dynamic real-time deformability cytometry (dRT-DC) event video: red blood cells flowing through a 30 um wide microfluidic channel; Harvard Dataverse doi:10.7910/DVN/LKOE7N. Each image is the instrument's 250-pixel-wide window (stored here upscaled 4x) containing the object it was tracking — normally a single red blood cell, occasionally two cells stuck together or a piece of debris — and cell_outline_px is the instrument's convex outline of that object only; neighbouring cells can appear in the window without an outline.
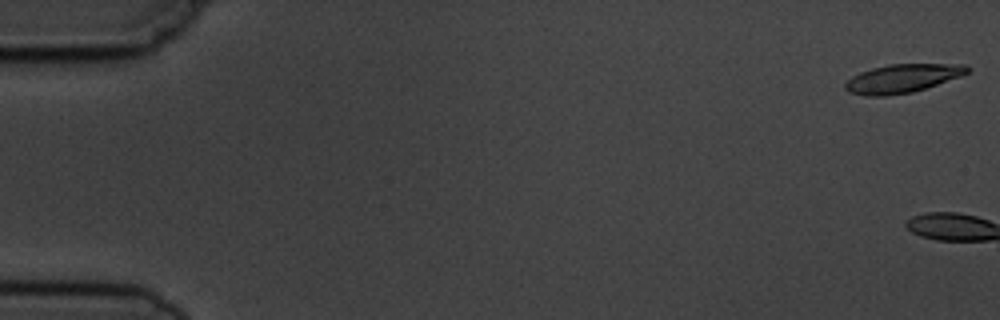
{"species": "common noctule bat (a hibernating species)", "species_latin": "Nyctalus noctula", "temperature_condition": "cold", "stored_images_in_passage": 7, "camera_frame_rate_fps": 3000, "um_per_image_px": 0.085, "animal": {"sex": "male", "body_mass_g": 19.5, "forearm_length_mm": 54.6}, "frame": {"image": 1, "passage_image": 1, "time_ms": 0.0, "image_size_px": [1000, 320], "cell_outline_px": [[972, 68], [968, 72], [960, 76], [912, 92], [884, 96], [864, 96], [848, 92], [844, 88], [844, 84], [852, 76], [860, 72], [872, 68], [888, 64], [964, 64]], "centroid_in_image_um": [76.66, 6.66], "position_along_channel_um": 8.3, "area_um2": 20.23}}
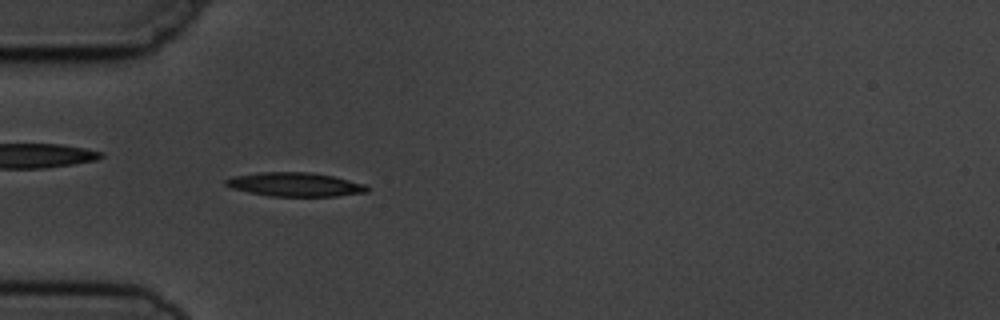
{"frame": {"image": 2, "passage_image": 6, "time_ms": 6.0, "image_size_px": [1000, 320], "cell_outline_px": [[368, 192], [336, 196], [268, 196], [248, 192], [232, 188], [224, 184], [224, 180], [232, 176], [260, 172], [308, 172], [332, 176], [368, 184]], "centroid_in_image_um": [25.07, 15.68], "position_along_channel_um": 59.9, "area_um2": 19.77}}
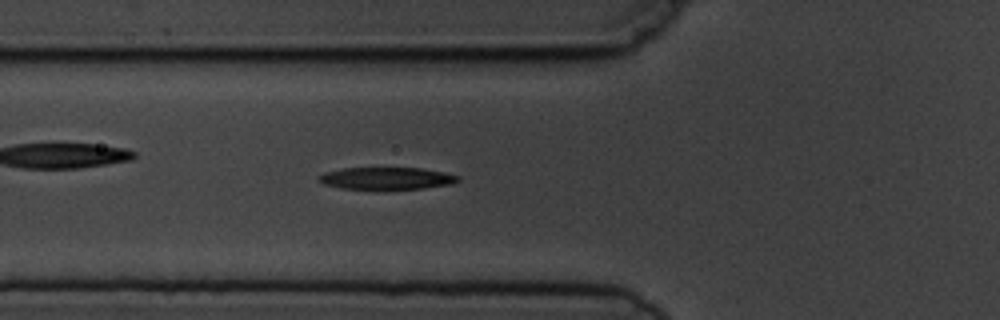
{"frame": {"image": 3, "passage_image": 7, "time_ms": 7.0, "image_size_px": [1000, 320], "cell_outline_px": [[460, 180], [452, 184], [424, 188], [340, 188], [324, 184], [316, 180], [316, 176], [324, 172], [344, 168], [420, 168], [444, 172], [460, 176]], "centroid_in_image_um": [32.84, 15.14], "position_along_channel_um": 93.0, "area_um2": 17.8}}